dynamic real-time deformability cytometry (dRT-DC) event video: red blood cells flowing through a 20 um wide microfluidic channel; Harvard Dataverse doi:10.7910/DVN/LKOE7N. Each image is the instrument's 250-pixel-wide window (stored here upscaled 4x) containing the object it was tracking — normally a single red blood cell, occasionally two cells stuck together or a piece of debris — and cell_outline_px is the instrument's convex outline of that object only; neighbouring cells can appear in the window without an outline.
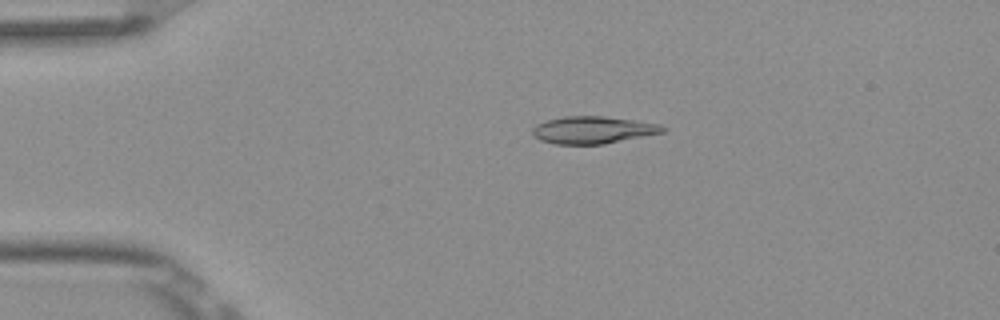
{"species": "Egyptian fruit bat (a non-hibernating species)", "species_latin": "Rousettus aegyptiacus", "temperature_condition": "room temperature", "stored_images_in_passage": 4, "camera_frame_rate_fps": 3000, "um_per_image_px": 0.085, "frame": {"image": 1, "passage_image": 3, "time_ms": 0.667, "image_size_px": [1000, 320], "cell_outline_px": [[668, 128], [664, 132], [604, 144], [556, 144], [540, 140], [532, 136], [532, 128], [536, 124], [544, 120], [564, 116], [604, 116], [660, 124]], "centroid_in_image_um": [50.36, 11.04], "position_along_channel_um": 34.6, "area_um2": 20.81}}